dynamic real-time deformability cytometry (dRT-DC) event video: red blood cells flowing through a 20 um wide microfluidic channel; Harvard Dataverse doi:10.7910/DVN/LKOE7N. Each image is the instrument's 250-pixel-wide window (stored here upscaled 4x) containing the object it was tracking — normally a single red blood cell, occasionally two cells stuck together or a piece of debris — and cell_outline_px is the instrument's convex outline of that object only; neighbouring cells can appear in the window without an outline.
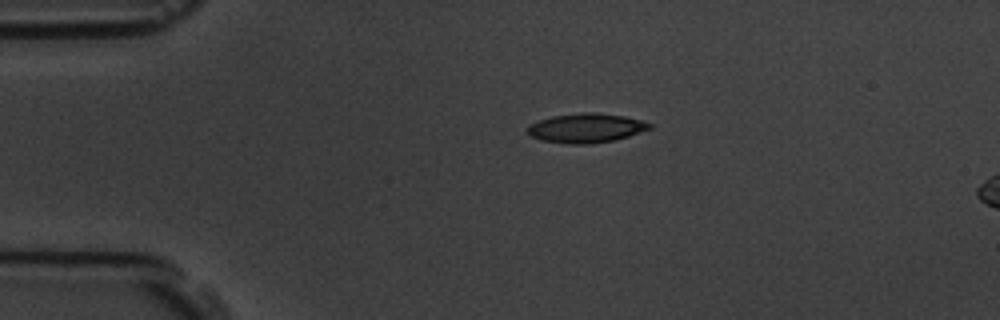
{"species": "common noctule bat (a hibernating species)", "species_latin": "Nyctalus noctula", "temperature_condition": "room temperature", "stored_images_in_passage": 3, "segment_of_instrument_passage": [1, 2], "camera_frame_rate_fps": 3000, "um_per_image_px": 0.085, "animal": {"sex": "male", "body_mass_g": 19.5, "forearm_length_mm": 54.6}, "frame": {"image": 1, "passage_image": 1, "time_ms": 0.0, "image_size_px": [1000, 320], "cell_outline_px": [[652, 128], [616, 140], [588, 144], [568, 144], [540, 140], [532, 136], [528, 132], [528, 128], [532, 124], [540, 120], [552, 116], [580, 112], [596, 112], [624, 116], [640, 120], [652, 124]], "centroid_in_image_um": [49.84, 10.88], "position_along_channel_um": 35.2, "area_um2": 20.75}}